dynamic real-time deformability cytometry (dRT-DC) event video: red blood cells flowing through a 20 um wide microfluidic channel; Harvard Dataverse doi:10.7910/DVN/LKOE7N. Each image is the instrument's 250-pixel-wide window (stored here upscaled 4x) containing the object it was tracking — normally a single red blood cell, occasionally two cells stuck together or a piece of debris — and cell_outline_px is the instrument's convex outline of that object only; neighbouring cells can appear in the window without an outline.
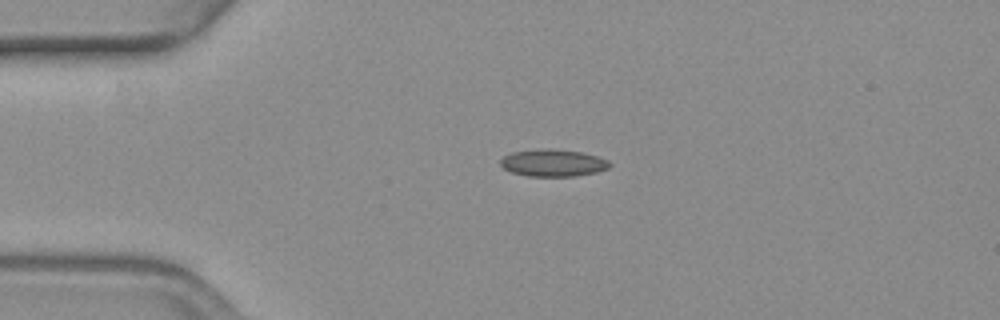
{"species": "common noctule bat (a hibernating species)", "species_latin": "Nyctalus noctula", "temperature_condition": "warm", "stored_images_in_passage": 42, "camera_frame_rate_fps": 3000, "um_per_image_px": 0.085, "animal": {"sex": "female", "body_mass_g": 19.3, "forearm_length_mm": 54.1}, "frame": {"image": 1, "passage_image": 1, "time_ms": 0.0, "image_size_px": [1000, 320], "cell_outline_px": [[612, 164], [608, 168], [596, 172], [576, 176], [528, 176], [512, 172], [504, 168], [500, 164], [500, 160], [504, 156], [512, 152], [544, 148], [548, 148], [580, 152], [596, 156], [608, 160]], "centroid_in_image_um": [47.01, 13.84], "position_along_channel_um": 38.0, "area_um2": 17.17}}
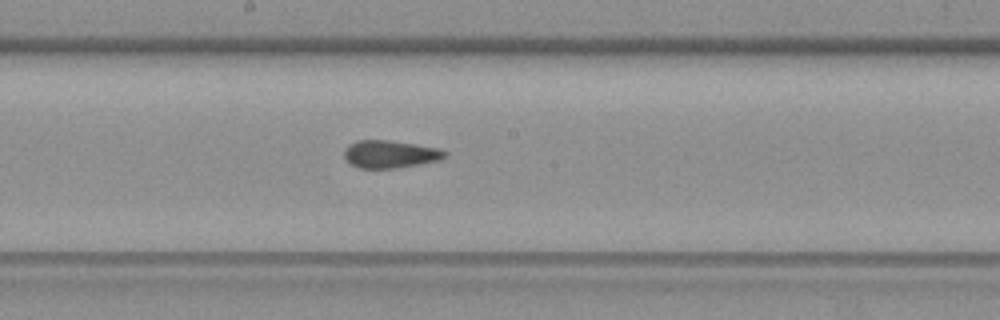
{"frame": {"image": 2, "passage_image": 18, "time_ms": 5.667, "image_size_px": [1000, 320], "cell_outline_px": [[448, 156], [440, 160], [420, 164], [396, 168], [360, 168], [344, 160], [344, 148], [348, 144], [356, 140], [388, 140], [440, 148], [448, 152]], "centroid_in_image_um": [33.16, 13.1], "position_along_channel_um": 215.0, "area_um2": 16.42}}
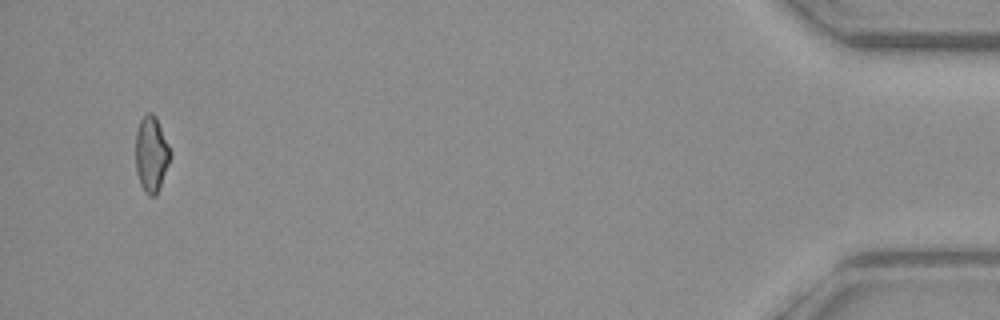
{"frame": {"image": 3, "passage_image": 42, "time_ms": 13.667, "image_size_px": [1000, 320], "cell_outline_px": [[172, 156], [156, 196], [148, 196], [144, 192], [140, 184], [136, 172], [136, 132], [140, 120], [148, 112], [152, 112], [156, 116], [172, 152]], "centroid_in_image_um": [12.87, 13.11], "position_along_channel_um": 422.3, "area_um2": 15.49}, "authors_computed_cell_mechanics": {"area_um2": 16.3285, "velocity_mm_per_s": 3.6777, "shape_relaxation_time_tau1_ms": null, "shape_relaxation_time_tau2_ms": 2.1436, "deformation_change_tau1": null, "deformation_change_tau2": 0.1026}}